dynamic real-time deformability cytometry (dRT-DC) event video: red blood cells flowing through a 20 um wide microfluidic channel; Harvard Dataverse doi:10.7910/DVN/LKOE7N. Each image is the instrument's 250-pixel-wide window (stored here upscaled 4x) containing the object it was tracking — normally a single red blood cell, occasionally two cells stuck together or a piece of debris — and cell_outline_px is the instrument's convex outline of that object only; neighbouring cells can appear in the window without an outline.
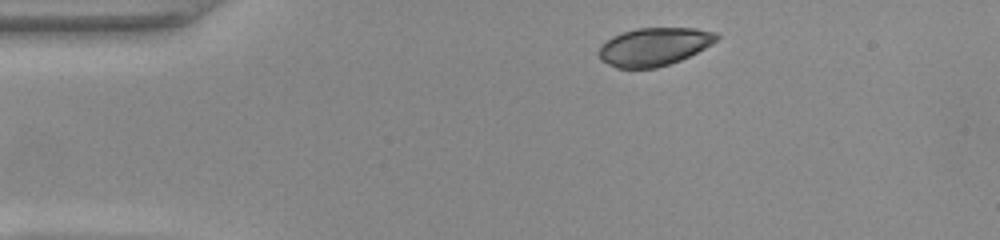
{"species": "common noctule bat (a hibernating species)", "species_latin": "Nyctalus noctula", "temperature_condition": "warm", "stored_images_in_passage": 44, "camera_frame_rate_fps": 3000, "um_per_image_px": 0.085, "animal": {"sex": "female", "body_mass_g": 22.0, "forearm_length_mm": 56.7}, "frame": {"image": 1, "passage_image": 1, "time_ms": 0.0, "image_size_px": [1000, 240], "cell_outline_px": [[720, 36], [712, 44], [680, 60], [656, 68], [616, 68], [600, 60], [596, 52], [600, 44], [612, 36], [636, 28], [696, 28], [716, 32]], "centroid_in_image_um": [55.55, 3.96], "position_along_channel_um": 29.5, "area_um2": 26.24}}
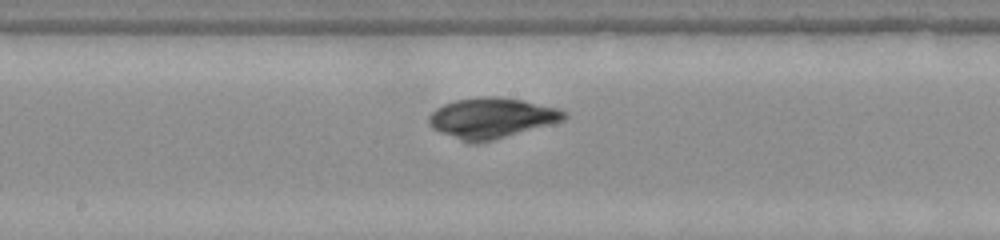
{"frame": {"image": 2, "passage_image": 19, "time_ms": 6.0, "image_size_px": [1000, 240], "cell_outline_px": [[568, 116], [564, 120], [492, 140], [476, 144], [472, 144], [460, 140], [440, 132], [432, 128], [428, 124], [428, 116], [436, 108], [444, 104], [456, 100], [484, 96], [496, 96], [524, 100], [560, 108]], "centroid_in_image_um": [41.76, 10.02], "position_along_channel_um": 206.4, "area_um2": 31.79}}
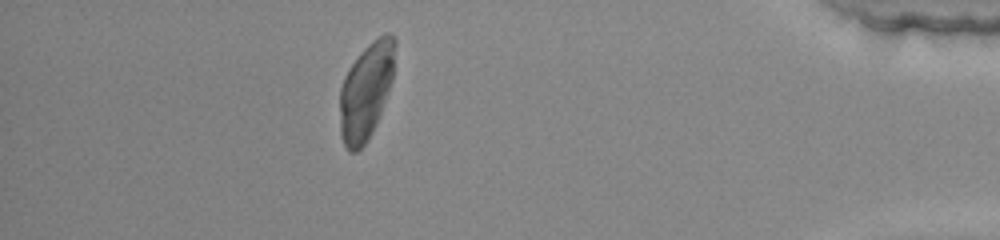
{"frame": {"image": 3, "passage_image": 38, "time_ms": 12.333, "image_size_px": [1000, 240], "cell_outline_px": [[396, 44], [392, 80], [376, 124], [372, 132], [364, 144], [356, 152], [348, 152], [340, 136], [340, 88], [344, 76], [348, 68], [360, 52], [372, 40], [388, 32], [396, 40]], "centroid_in_image_um": [31.1, 7.73], "position_along_channel_um": 404.1, "area_um2": 31.04}}